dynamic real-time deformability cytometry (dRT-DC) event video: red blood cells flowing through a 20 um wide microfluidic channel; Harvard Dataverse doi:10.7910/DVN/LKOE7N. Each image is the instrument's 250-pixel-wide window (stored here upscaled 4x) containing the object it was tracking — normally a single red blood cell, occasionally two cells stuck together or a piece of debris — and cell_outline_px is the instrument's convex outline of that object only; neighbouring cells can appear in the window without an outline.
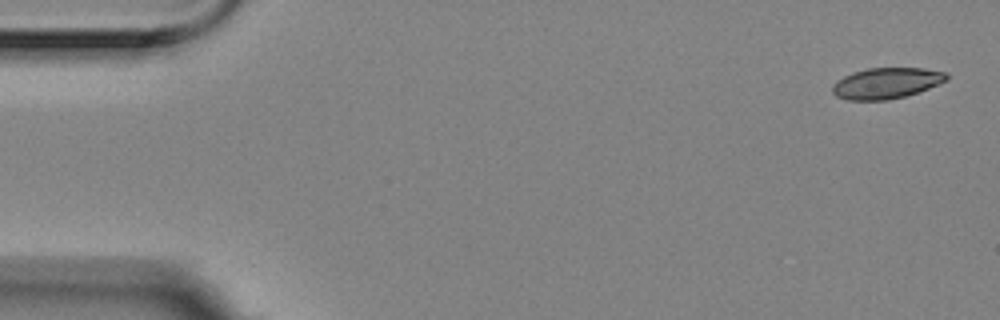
{"species": "Egyptian fruit bat (a non-hibernating species)", "species_latin": "Rousettus aegyptiacus", "temperature_condition": "room temperature", "stored_images_in_passage": 4, "camera_frame_rate_fps": 3000, "um_per_image_px": 0.085, "animal": {"sex": "female"}, "frame": {"image": 1, "passage_image": 1, "time_ms": 0.0, "image_size_px": [1000, 320], "cell_outline_px": [[948, 80], [928, 88], [904, 96], [888, 100], [848, 100], [836, 96], [832, 92], [832, 84], [836, 80], [852, 72], [868, 68], [924, 68], [948, 72]], "centroid_in_image_um": [75.33, 7.06], "position_along_channel_um": 9.7, "area_um2": 20.63}}